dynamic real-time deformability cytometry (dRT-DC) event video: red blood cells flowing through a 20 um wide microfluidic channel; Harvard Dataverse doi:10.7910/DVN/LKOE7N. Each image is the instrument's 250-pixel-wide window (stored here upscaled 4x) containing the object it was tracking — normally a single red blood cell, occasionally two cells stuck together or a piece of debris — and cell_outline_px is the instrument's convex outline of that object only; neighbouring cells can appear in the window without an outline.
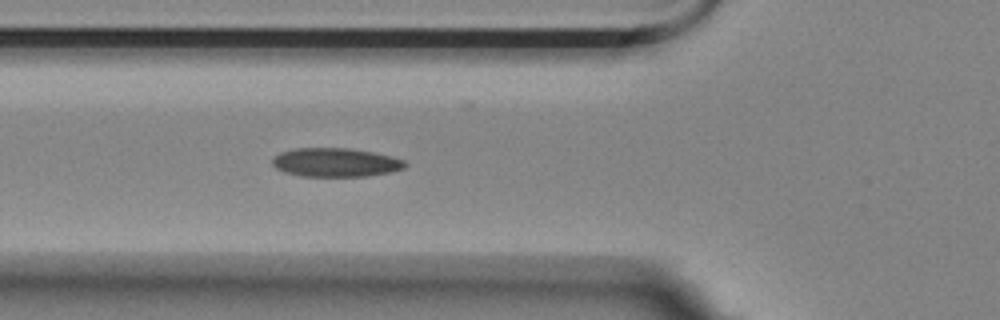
{"species": "Egyptian fruit bat (a non-hibernating species)", "species_latin": "Rousettus aegyptiacus", "temperature_condition": "room temperature", "stored_images_in_passage": 39, "camera_frame_rate_fps": 3000, "um_per_image_px": 0.085, "animal": {"sex": "female"}, "frame": {"image": 1, "passage_image": 2, "time_ms": 0.333, "image_size_px": [1000, 320], "cell_outline_px": [[408, 164], [404, 168], [392, 172], [368, 176], [300, 176], [284, 172], [276, 168], [272, 164], [272, 160], [280, 152], [296, 148], [348, 148], [372, 152], [392, 156], [404, 160]], "centroid_in_image_um": [28.54, 13.81], "position_along_channel_um": 97.3, "area_um2": 22.31}}
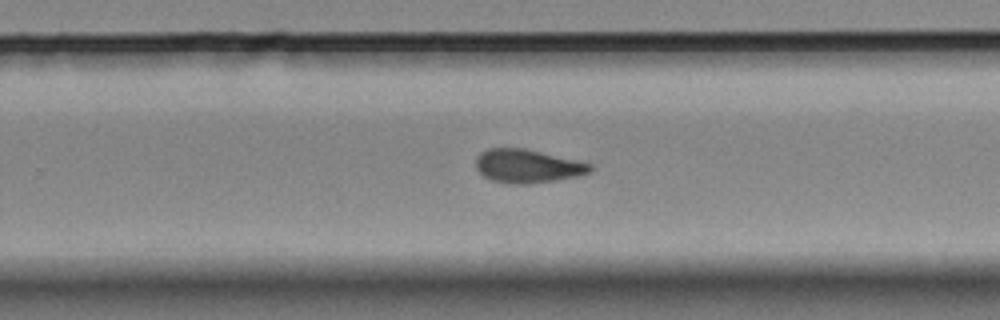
{"frame": {"image": 2, "passage_image": 18, "time_ms": 5.667, "image_size_px": [1000, 320], "cell_outline_px": [[592, 168], [588, 172], [576, 176], [528, 184], [508, 184], [492, 180], [484, 176], [476, 168], [476, 156], [480, 152], [488, 148], [524, 148], [592, 164]], "centroid_in_image_um": [44.77, 14.11], "position_along_channel_um": 285.0, "area_um2": 22.02}}
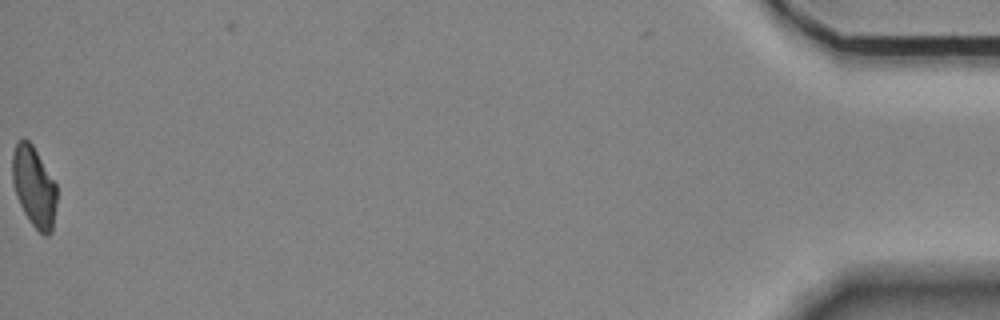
{"frame": {"image": 3, "passage_image": 39, "time_ms": 12.667, "image_size_px": [1000, 320], "cell_outline_px": [[56, 204], [52, 232], [48, 236], [44, 236], [32, 224], [24, 212], [16, 196], [12, 180], [12, 152], [16, 144], [24, 136], [32, 144], [56, 184]], "centroid_in_image_um": [2.88, 15.86], "position_along_channel_um": 432.3, "area_um2": 20.75}}